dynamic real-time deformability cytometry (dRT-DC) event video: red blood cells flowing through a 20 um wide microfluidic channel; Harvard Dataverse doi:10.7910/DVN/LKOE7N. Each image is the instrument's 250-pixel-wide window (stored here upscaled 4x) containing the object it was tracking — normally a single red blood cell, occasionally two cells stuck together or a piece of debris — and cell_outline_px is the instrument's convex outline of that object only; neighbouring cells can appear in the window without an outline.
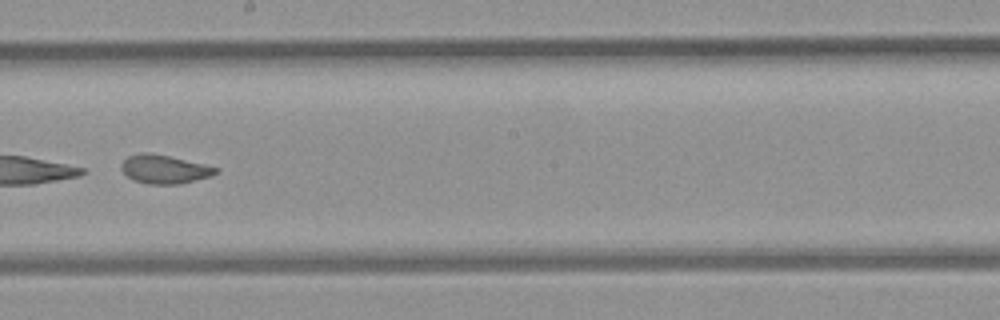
{"species": "common noctule bat (a hibernating species)", "species_latin": "Nyctalus noctula", "temperature_condition": "room temperature", "stored_images_in_passage": 52, "camera_frame_rate_fps": 3000, "um_per_image_px": 0.085, "animal": {"sex": "female", "body_mass_g": 21.9}, "frame": {"image": 1, "passage_image": 30, "time_ms": 9.667, "image_size_px": [1000, 320], "cell_outline_px": [[220, 172], [212, 176], [180, 184], [148, 184], [132, 180], [120, 168], [120, 164], [128, 156], [144, 152], [152, 152], [204, 164], [220, 168]], "centroid_in_image_um": [14.0, 14.38], "position_along_channel_um": 234.2, "area_um2": 15.95}}